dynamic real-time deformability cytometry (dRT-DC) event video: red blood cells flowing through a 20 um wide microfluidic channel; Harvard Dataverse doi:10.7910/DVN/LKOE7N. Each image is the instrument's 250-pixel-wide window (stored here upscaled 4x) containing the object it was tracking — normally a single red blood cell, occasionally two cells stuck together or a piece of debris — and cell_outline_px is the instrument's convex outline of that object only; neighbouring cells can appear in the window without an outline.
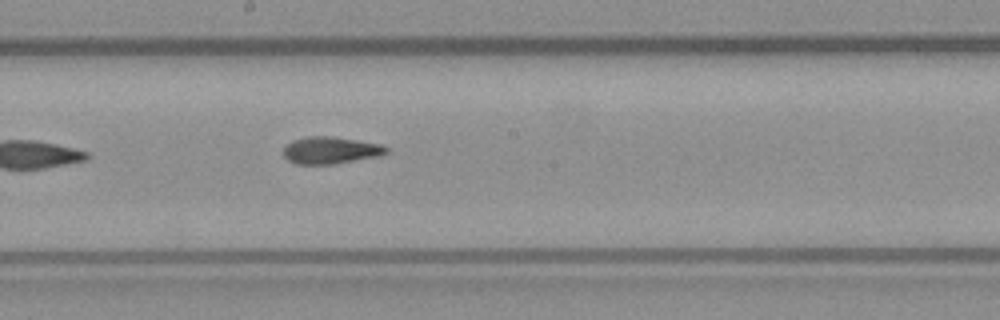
{"species": "common noctule bat (a hibernating species)", "species_latin": "Nyctalus noctula", "temperature_condition": "warm", "stored_images_in_passage": 5, "camera_frame_rate_fps": 3000, "um_per_image_px": 0.085, "animal": {"sex": "male", "body_mass_g": 23.1, "forearm_length_mm": 52.7}, "frame": {"image": 1, "passage_image": 5, "time_ms": 1.333, "image_size_px": [1000, 320], "cell_outline_px": [[388, 152], [380, 156], [332, 164], [296, 164], [288, 160], [284, 156], [284, 148], [288, 144], [296, 140], [308, 136], [332, 136], [380, 144], [388, 148]], "centroid_in_image_um": [28.12, 12.78], "position_along_channel_um": 220.1, "area_um2": 16.01}}